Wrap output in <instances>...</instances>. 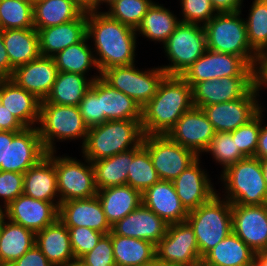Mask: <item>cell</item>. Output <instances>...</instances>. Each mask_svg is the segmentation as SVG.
<instances>
[{"label": "cell", "mask_w": 267, "mask_h": 266, "mask_svg": "<svg viewBox=\"0 0 267 266\" xmlns=\"http://www.w3.org/2000/svg\"><path fill=\"white\" fill-rule=\"evenodd\" d=\"M23 185V173L0 170V200L4 208L23 194Z\"/></svg>", "instance_id": "cell-50"}, {"label": "cell", "mask_w": 267, "mask_h": 266, "mask_svg": "<svg viewBox=\"0 0 267 266\" xmlns=\"http://www.w3.org/2000/svg\"><path fill=\"white\" fill-rule=\"evenodd\" d=\"M0 103L25 127H37L40 119L41 100L19 87L10 78L1 79Z\"/></svg>", "instance_id": "cell-27"}, {"label": "cell", "mask_w": 267, "mask_h": 266, "mask_svg": "<svg viewBox=\"0 0 267 266\" xmlns=\"http://www.w3.org/2000/svg\"><path fill=\"white\" fill-rule=\"evenodd\" d=\"M202 259L214 266H246L255 259V252L231 232Z\"/></svg>", "instance_id": "cell-38"}, {"label": "cell", "mask_w": 267, "mask_h": 266, "mask_svg": "<svg viewBox=\"0 0 267 266\" xmlns=\"http://www.w3.org/2000/svg\"><path fill=\"white\" fill-rule=\"evenodd\" d=\"M46 154L37 127L7 131L6 171L24 174Z\"/></svg>", "instance_id": "cell-15"}, {"label": "cell", "mask_w": 267, "mask_h": 266, "mask_svg": "<svg viewBox=\"0 0 267 266\" xmlns=\"http://www.w3.org/2000/svg\"><path fill=\"white\" fill-rule=\"evenodd\" d=\"M14 68L10 65V60L2 38V30L0 29V79L11 78Z\"/></svg>", "instance_id": "cell-54"}, {"label": "cell", "mask_w": 267, "mask_h": 266, "mask_svg": "<svg viewBox=\"0 0 267 266\" xmlns=\"http://www.w3.org/2000/svg\"><path fill=\"white\" fill-rule=\"evenodd\" d=\"M39 136L46 152L56 151V142L82 140L83 146L89 127L84 122L78 106L40 104ZM56 141V142H55Z\"/></svg>", "instance_id": "cell-6"}, {"label": "cell", "mask_w": 267, "mask_h": 266, "mask_svg": "<svg viewBox=\"0 0 267 266\" xmlns=\"http://www.w3.org/2000/svg\"><path fill=\"white\" fill-rule=\"evenodd\" d=\"M34 28L33 4L22 0H0V29Z\"/></svg>", "instance_id": "cell-42"}, {"label": "cell", "mask_w": 267, "mask_h": 266, "mask_svg": "<svg viewBox=\"0 0 267 266\" xmlns=\"http://www.w3.org/2000/svg\"><path fill=\"white\" fill-rule=\"evenodd\" d=\"M75 259H80L98 243L103 233L87 227H67Z\"/></svg>", "instance_id": "cell-48"}, {"label": "cell", "mask_w": 267, "mask_h": 266, "mask_svg": "<svg viewBox=\"0 0 267 266\" xmlns=\"http://www.w3.org/2000/svg\"><path fill=\"white\" fill-rule=\"evenodd\" d=\"M59 204L21 194L5 208V217L36 233L58 219Z\"/></svg>", "instance_id": "cell-20"}, {"label": "cell", "mask_w": 267, "mask_h": 266, "mask_svg": "<svg viewBox=\"0 0 267 266\" xmlns=\"http://www.w3.org/2000/svg\"><path fill=\"white\" fill-rule=\"evenodd\" d=\"M205 152L210 153L213 156L212 158L214 161L222 166L221 172L228 166L245 158L239 151L230 132H215V135Z\"/></svg>", "instance_id": "cell-44"}, {"label": "cell", "mask_w": 267, "mask_h": 266, "mask_svg": "<svg viewBox=\"0 0 267 266\" xmlns=\"http://www.w3.org/2000/svg\"><path fill=\"white\" fill-rule=\"evenodd\" d=\"M65 266H88L81 259H74L68 262Z\"/></svg>", "instance_id": "cell-61"}, {"label": "cell", "mask_w": 267, "mask_h": 266, "mask_svg": "<svg viewBox=\"0 0 267 266\" xmlns=\"http://www.w3.org/2000/svg\"><path fill=\"white\" fill-rule=\"evenodd\" d=\"M167 135L201 157L209 147L215 130L205 112L201 108L193 107L182 115Z\"/></svg>", "instance_id": "cell-17"}, {"label": "cell", "mask_w": 267, "mask_h": 266, "mask_svg": "<svg viewBox=\"0 0 267 266\" xmlns=\"http://www.w3.org/2000/svg\"><path fill=\"white\" fill-rule=\"evenodd\" d=\"M78 107L89 128L105 122V114H101L100 106V77L93 81L91 88L80 101Z\"/></svg>", "instance_id": "cell-46"}, {"label": "cell", "mask_w": 267, "mask_h": 266, "mask_svg": "<svg viewBox=\"0 0 267 266\" xmlns=\"http://www.w3.org/2000/svg\"><path fill=\"white\" fill-rule=\"evenodd\" d=\"M136 30L110 18L105 12H87V37L93 41L95 59L102 73L107 68L134 64Z\"/></svg>", "instance_id": "cell-1"}, {"label": "cell", "mask_w": 267, "mask_h": 266, "mask_svg": "<svg viewBox=\"0 0 267 266\" xmlns=\"http://www.w3.org/2000/svg\"><path fill=\"white\" fill-rule=\"evenodd\" d=\"M261 129V111L247 124L239 126L230 132L239 151L245 157H254L258 145V136Z\"/></svg>", "instance_id": "cell-45"}, {"label": "cell", "mask_w": 267, "mask_h": 266, "mask_svg": "<svg viewBox=\"0 0 267 266\" xmlns=\"http://www.w3.org/2000/svg\"><path fill=\"white\" fill-rule=\"evenodd\" d=\"M162 266H186V265H177V264H162Z\"/></svg>", "instance_id": "cell-67"}, {"label": "cell", "mask_w": 267, "mask_h": 266, "mask_svg": "<svg viewBox=\"0 0 267 266\" xmlns=\"http://www.w3.org/2000/svg\"><path fill=\"white\" fill-rule=\"evenodd\" d=\"M254 82L256 92L267 89V51L260 53L254 67Z\"/></svg>", "instance_id": "cell-52"}, {"label": "cell", "mask_w": 267, "mask_h": 266, "mask_svg": "<svg viewBox=\"0 0 267 266\" xmlns=\"http://www.w3.org/2000/svg\"><path fill=\"white\" fill-rule=\"evenodd\" d=\"M264 108L261 110V129L258 136V145L255 153V157L259 159L267 158V124L263 122ZM264 124V126H263Z\"/></svg>", "instance_id": "cell-56"}, {"label": "cell", "mask_w": 267, "mask_h": 266, "mask_svg": "<svg viewBox=\"0 0 267 266\" xmlns=\"http://www.w3.org/2000/svg\"><path fill=\"white\" fill-rule=\"evenodd\" d=\"M260 266H267V249L255 253L254 259Z\"/></svg>", "instance_id": "cell-59"}, {"label": "cell", "mask_w": 267, "mask_h": 266, "mask_svg": "<svg viewBox=\"0 0 267 266\" xmlns=\"http://www.w3.org/2000/svg\"><path fill=\"white\" fill-rule=\"evenodd\" d=\"M88 41L90 40L86 35L80 42L68 46L53 56L58 71L89 76L88 73L92 68L101 74L91 48L93 46L88 45Z\"/></svg>", "instance_id": "cell-39"}, {"label": "cell", "mask_w": 267, "mask_h": 266, "mask_svg": "<svg viewBox=\"0 0 267 266\" xmlns=\"http://www.w3.org/2000/svg\"><path fill=\"white\" fill-rule=\"evenodd\" d=\"M80 259L88 266H116L113 255L111 232L103 235L97 245Z\"/></svg>", "instance_id": "cell-49"}, {"label": "cell", "mask_w": 267, "mask_h": 266, "mask_svg": "<svg viewBox=\"0 0 267 266\" xmlns=\"http://www.w3.org/2000/svg\"><path fill=\"white\" fill-rule=\"evenodd\" d=\"M241 11L217 13L204 25L207 49L242 57L255 67L258 54L251 48Z\"/></svg>", "instance_id": "cell-5"}, {"label": "cell", "mask_w": 267, "mask_h": 266, "mask_svg": "<svg viewBox=\"0 0 267 266\" xmlns=\"http://www.w3.org/2000/svg\"><path fill=\"white\" fill-rule=\"evenodd\" d=\"M22 1H25V2H28V3H32L34 4L35 0H22Z\"/></svg>", "instance_id": "cell-68"}, {"label": "cell", "mask_w": 267, "mask_h": 266, "mask_svg": "<svg viewBox=\"0 0 267 266\" xmlns=\"http://www.w3.org/2000/svg\"><path fill=\"white\" fill-rule=\"evenodd\" d=\"M259 161L263 172V177L267 185V158L259 159Z\"/></svg>", "instance_id": "cell-60"}, {"label": "cell", "mask_w": 267, "mask_h": 266, "mask_svg": "<svg viewBox=\"0 0 267 266\" xmlns=\"http://www.w3.org/2000/svg\"><path fill=\"white\" fill-rule=\"evenodd\" d=\"M232 232L255 253L267 249V204L232 205Z\"/></svg>", "instance_id": "cell-18"}, {"label": "cell", "mask_w": 267, "mask_h": 266, "mask_svg": "<svg viewBox=\"0 0 267 266\" xmlns=\"http://www.w3.org/2000/svg\"><path fill=\"white\" fill-rule=\"evenodd\" d=\"M259 97L260 94L254 87L243 98L203 106L201 109L212 123L215 132H232L247 124L264 108Z\"/></svg>", "instance_id": "cell-14"}, {"label": "cell", "mask_w": 267, "mask_h": 266, "mask_svg": "<svg viewBox=\"0 0 267 266\" xmlns=\"http://www.w3.org/2000/svg\"><path fill=\"white\" fill-rule=\"evenodd\" d=\"M9 266H54L35 244L19 259L13 261Z\"/></svg>", "instance_id": "cell-51"}, {"label": "cell", "mask_w": 267, "mask_h": 266, "mask_svg": "<svg viewBox=\"0 0 267 266\" xmlns=\"http://www.w3.org/2000/svg\"><path fill=\"white\" fill-rule=\"evenodd\" d=\"M4 217H5V208L3 205H0V223H2Z\"/></svg>", "instance_id": "cell-64"}, {"label": "cell", "mask_w": 267, "mask_h": 266, "mask_svg": "<svg viewBox=\"0 0 267 266\" xmlns=\"http://www.w3.org/2000/svg\"><path fill=\"white\" fill-rule=\"evenodd\" d=\"M168 224L143 203L112 226L119 236L143 239L157 245L165 236Z\"/></svg>", "instance_id": "cell-23"}, {"label": "cell", "mask_w": 267, "mask_h": 266, "mask_svg": "<svg viewBox=\"0 0 267 266\" xmlns=\"http://www.w3.org/2000/svg\"><path fill=\"white\" fill-rule=\"evenodd\" d=\"M25 126L0 103V130L21 131Z\"/></svg>", "instance_id": "cell-53"}, {"label": "cell", "mask_w": 267, "mask_h": 266, "mask_svg": "<svg viewBox=\"0 0 267 266\" xmlns=\"http://www.w3.org/2000/svg\"><path fill=\"white\" fill-rule=\"evenodd\" d=\"M162 264L196 266L201 260L194 231L187 221L168 224L165 236L156 245Z\"/></svg>", "instance_id": "cell-13"}, {"label": "cell", "mask_w": 267, "mask_h": 266, "mask_svg": "<svg viewBox=\"0 0 267 266\" xmlns=\"http://www.w3.org/2000/svg\"><path fill=\"white\" fill-rule=\"evenodd\" d=\"M36 233L3 218L0 230V266H9L35 245Z\"/></svg>", "instance_id": "cell-31"}, {"label": "cell", "mask_w": 267, "mask_h": 266, "mask_svg": "<svg viewBox=\"0 0 267 266\" xmlns=\"http://www.w3.org/2000/svg\"><path fill=\"white\" fill-rule=\"evenodd\" d=\"M153 0H117L107 11L110 18L136 30Z\"/></svg>", "instance_id": "cell-43"}, {"label": "cell", "mask_w": 267, "mask_h": 266, "mask_svg": "<svg viewBox=\"0 0 267 266\" xmlns=\"http://www.w3.org/2000/svg\"><path fill=\"white\" fill-rule=\"evenodd\" d=\"M0 100H1V79H0Z\"/></svg>", "instance_id": "cell-69"}, {"label": "cell", "mask_w": 267, "mask_h": 266, "mask_svg": "<svg viewBox=\"0 0 267 266\" xmlns=\"http://www.w3.org/2000/svg\"><path fill=\"white\" fill-rule=\"evenodd\" d=\"M84 11L74 0H40L33 4V23L38 31L77 19Z\"/></svg>", "instance_id": "cell-34"}, {"label": "cell", "mask_w": 267, "mask_h": 266, "mask_svg": "<svg viewBox=\"0 0 267 266\" xmlns=\"http://www.w3.org/2000/svg\"><path fill=\"white\" fill-rule=\"evenodd\" d=\"M223 199L232 205L267 204V185L259 158L245 157L228 166L221 174Z\"/></svg>", "instance_id": "cell-4"}, {"label": "cell", "mask_w": 267, "mask_h": 266, "mask_svg": "<svg viewBox=\"0 0 267 266\" xmlns=\"http://www.w3.org/2000/svg\"><path fill=\"white\" fill-rule=\"evenodd\" d=\"M116 266H139L156 258V245L137 238L123 237L111 231Z\"/></svg>", "instance_id": "cell-37"}, {"label": "cell", "mask_w": 267, "mask_h": 266, "mask_svg": "<svg viewBox=\"0 0 267 266\" xmlns=\"http://www.w3.org/2000/svg\"><path fill=\"white\" fill-rule=\"evenodd\" d=\"M246 266H260L255 260H253L250 264Z\"/></svg>", "instance_id": "cell-66"}, {"label": "cell", "mask_w": 267, "mask_h": 266, "mask_svg": "<svg viewBox=\"0 0 267 266\" xmlns=\"http://www.w3.org/2000/svg\"><path fill=\"white\" fill-rule=\"evenodd\" d=\"M41 56L53 57L87 35V12L77 19L38 30Z\"/></svg>", "instance_id": "cell-26"}, {"label": "cell", "mask_w": 267, "mask_h": 266, "mask_svg": "<svg viewBox=\"0 0 267 266\" xmlns=\"http://www.w3.org/2000/svg\"><path fill=\"white\" fill-rule=\"evenodd\" d=\"M221 195L188 212L186 218L196 236L201 259L232 232V204Z\"/></svg>", "instance_id": "cell-7"}, {"label": "cell", "mask_w": 267, "mask_h": 266, "mask_svg": "<svg viewBox=\"0 0 267 266\" xmlns=\"http://www.w3.org/2000/svg\"><path fill=\"white\" fill-rule=\"evenodd\" d=\"M139 266H162V262L159 261L157 258H154L153 260L147 263L141 264Z\"/></svg>", "instance_id": "cell-62"}, {"label": "cell", "mask_w": 267, "mask_h": 266, "mask_svg": "<svg viewBox=\"0 0 267 266\" xmlns=\"http://www.w3.org/2000/svg\"><path fill=\"white\" fill-rule=\"evenodd\" d=\"M135 64L107 68L101 73V77L143 108L156 94L166 73L160 66L143 71Z\"/></svg>", "instance_id": "cell-9"}, {"label": "cell", "mask_w": 267, "mask_h": 266, "mask_svg": "<svg viewBox=\"0 0 267 266\" xmlns=\"http://www.w3.org/2000/svg\"><path fill=\"white\" fill-rule=\"evenodd\" d=\"M2 38L14 69L41 56L39 35L35 28L2 30Z\"/></svg>", "instance_id": "cell-32"}, {"label": "cell", "mask_w": 267, "mask_h": 266, "mask_svg": "<svg viewBox=\"0 0 267 266\" xmlns=\"http://www.w3.org/2000/svg\"><path fill=\"white\" fill-rule=\"evenodd\" d=\"M74 2L84 12H91V11L99 12V0H74Z\"/></svg>", "instance_id": "cell-58"}, {"label": "cell", "mask_w": 267, "mask_h": 266, "mask_svg": "<svg viewBox=\"0 0 267 266\" xmlns=\"http://www.w3.org/2000/svg\"><path fill=\"white\" fill-rule=\"evenodd\" d=\"M244 0H210L217 13L242 11Z\"/></svg>", "instance_id": "cell-55"}, {"label": "cell", "mask_w": 267, "mask_h": 266, "mask_svg": "<svg viewBox=\"0 0 267 266\" xmlns=\"http://www.w3.org/2000/svg\"><path fill=\"white\" fill-rule=\"evenodd\" d=\"M54 152V166L57 174V188L60 203L74 199H87L97 195L95 172L92 163L76 157L57 156ZM64 156V157H63Z\"/></svg>", "instance_id": "cell-10"}, {"label": "cell", "mask_w": 267, "mask_h": 266, "mask_svg": "<svg viewBox=\"0 0 267 266\" xmlns=\"http://www.w3.org/2000/svg\"><path fill=\"white\" fill-rule=\"evenodd\" d=\"M58 219L66 227H87L104 235L112 231L97 195L87 199H74L60 203Z\"/></svg>", "instance_id": "cell-21"}, {"label": "cell", "mask_w": 267, "mask_h": 266, "mask_svg": "<svg viewBox=\"0 0 267 266\" xmlns=\"http://www.w3.org/2000/svg\"><path fill=\"white\" fill-rule=\"evenodd\" d=\"M23 194L37 200L60 203L54 152H48L24 173Z\"/></svg>", "instance_id": "cell-24"}, {"label": "cell", "mask_w": 267, "mask_h": 266, "mask_svg": "<svg viewBox=\"0 0 267 266\" xmlns=\"http://www.w3.org/2000/svg\"><path fill=\"white\" fill-rule=\"evenodd\" d=\"M180 22L179 17L170 9L164 7L163 4L153 2L136 28V34H141L142 37L155 43L162 42L161 45H163Z\"/></svg>", "instance_id": "cell-33"}, {"label": "cell", "mask_w": 267, "mask_h": 266, "mask_svg": "<svg viewBox=\"0 0 267 266\" xmlns=\"http://www.w3.org/2000/svg\"><path fill=\"white\" fill-rule=\"evenodd\" d=\"M159 180L149 152L143 147V144L134 148V158L130 164L127 185L143 194Z\"/></svg>", "instance_id": "cell-40"}, {"label": "cell", "mask_w": 267, "mask_h": 266, "mask_svg": "<svg viewBox=\"0 0 267 266\" xmlns=\"http://www.w3.org/2000/svg\"><path fill=\"white\" fill-rule=\"evenodd\" d=\"M196 266H214L201 259Z\"/></svg>", "instance_id": "cell-65"}, {"label": "cell", "mask_w": 267, "mask_h": 266, "mask_svg": "<svg viewBox=\"0 0 267 266\" xmlns=\"http://www.w3.org/2000/svg\"><path fill=\"white\" fill-rule=\"evenodd\" d=\"M57 74L58 69L53 57L40 56L16 67L10 79L43 101L50 93Z\"/></svg>", "instance_id": "cell-22"}, {"label": "cell", "mask_w": 267, "mask_h": 266, "mask_svg": "<svg viewBox=\"0 0 267 266\" xmlns=\"http://www.w3.org/2000/svg\"><path fill=\"white\" fill-rule=\"evenodd\" d=\"M181 76L193 87L198 82L227 76H254V67L242 57L207 49Z\"/></svg>", "instance_id": "cell-12"}, {"label": "cell", "mask_w": 267, "mask_h": 266, "mask_svg": "<svg viewBox=\"0 0 267 266\" xmlns=\"http://www.w3.org/2000/svg\"><path fill=\"white\" fill-rule=\"evenodd\" d=\"M255 87L254 76H227L196 83L192 87L193 105L202 108L245 97Z\"/></svg>", "instance_id": "cell-16"}, {"label": "cell", "mask_w": 267, "mask_h": 266, "mask_svg": "<svg viewBox=\"0 0 267 266\" xmlns=\"http://www.w3.org/2000/svg\"><path fill=\"white\" fill-rule=\"evenodd\" d=\"M200 158L172 181L181 204L187 212L207 203L218 192L214 189V183L211 182V177L205 168L199 165L202 163Z\"/></svg>", "instance_id": "cell-19"}, {"label": "cell", "mask_w": 267, "mask_h": 266, "mask_svg": "<svg viewBox=\"0 0 267 266\" xmlns=\"http://www.w3.org/2000/svg\"><path fill=\"white\" fill-rule=\"evenodd\" d=\"M134 148L114 156L92 162L98 190L127 184Z\"/></svg>", "instance_id": "cell-36"}, {"label": "cell", "mask_w": 267, "mask_h": 266, "mask_svg": "<svg viewBox=\"0 0 267 266\" xmlns=\"http://www.w3.org/2000/svg\"><path fill=\"white\" fill-rule=\"evenodd\" d=\"M94 74L96 75H91L88 78L78 73L58 71L50 93L41 103L78 106L91 88L93 81L101 76V74Z\"/></svg>", "instance_id": "cell-29"}, {"label": "cell", "mask_w": 267, "mask_h": 266, "mask_svg": "<svg viewBox=\"0 0 267 266\" xmlns=\"http://www.w3.org/2000/svg\"><path fill=\"white\" fill-rule=\"evenodd\" d=\"M101 114L110 120H141L140 106L123 92L116 90L100 76Z\"/></svg>", "instance_id": "cell-35"}, {"label": "cell", "mask_w": 267, "mask_h": 266, "mask_svg": "<svg viewBox=\"0 0 267 266\" xmlns=\"http://www.w3.org/2000/svg\"><path fill=\"white\" fill-rule=\"evenodd\" d=\"M245 19L251 48L259 55L267 51V0H254Z\"/></svg>", "instance_id": "cell-41"}, {"label": "cell", "mask_w": 267, "mask_h": 266, "mask_svg": "<svg viewBox=\"0 0 267 266\" xmlns=\"http://www.w3.org/2000/svg\"><path fill=\"white\" fill-rule=\"evenodd\" d=\"M193 105L192 87L180 75H165L156 94L141 108L144 135H165Z\"/></svg>", "instance_id": "cell-2"}, {"label": "cell", "mask_w": 267, "mask_h": 266, "mask_svg": "<svg viewBox=\"0 0 267 266\" xmlns=\"http://www.w3.org/2000/svg\"><path fill=\"white\" fill-rule=\"evenodd\" d=\"M7 131L0 130V170L6 171Z\"/></svg>", "instance_id": "cell-57"}, {"label": "cell", "mask_w": 267, "mask_h": 266, "mask_svg": "<svg viewBox=\"0 0 267 266\" xmlns=\"http://www.w3.org/2000/svg\"><path fill=\"white\" fill-rule=\"evenodd\" d=\"M35 244L54 266H65L75 259L69 229L59 219L36 232Z\"/></svg>", "instance_id": "cell-28"}, {"label": "cell", "mask_w": 267, "mask_h": 266, "mask_svg": "<svg viewBox=\"0 0 267 266\" xmlns=\"http://www.w3.org/2000/svg\"><path fill=\"white\" fill-rule=\"evenodd\" d=\"M143 147L149 152L160 180L173 181L199 156L174 142L167 134L144 135Z\"/></svg>", "instance_id": "cell-11"}, {"label": "cell", "mask_w": 267, "mask_h": 266, "mask_svg": "<svg viewBox=\"0 0 267 266\" xmlns=\"http://www.w3.org/2000/svg\"><path fill=\"white\" fill-rule=\"evenodd\" d=\"M142 203L167 224L184 222L188 216L171 181L159 180L148 188L142 194Z\"/></svg>", "instance_id": "cell-25"}, {"label": "cell", "mask_w": 267, "mask_h": 266, "mask_svg": "<svg viewBox=\"0 0 267 266\" xmlns=\"http://www.w3.org/2000/svg\"><path fill=\"white\" fill-rule=\"evenodd\" d=\"M117 0H99V12H100V6L101 4L103 5L104 3L107 5L106 8H108L109 6H111L113 3H115Z\"/></svg>", "instance_id": "cell-63"}, {"label": "cell", "mask_w": 267, "mask_h": 266, "mask_svg": "<svg viewBox=\"0 0 267 266\" xmlns=\"http://www.w3.org/2000/svg\"><path fill=\"white\" fill-rule=\"evenodd\" d=\"M168 65L160 66L166 75H182L207 50L204 27L180 22L163 44Z\"/></svg>", "instance_id": "cell-8"}, {"label": "cell", "mask_w": 267, "mask_h": 266, "mask_svg": "<svg viewBox=\"0 0 267 266\" xmlns=\"http://www.w3.org/2000/svg\"><path fill=\"white\" fill-rule=\"evenodd\" d=\"M97 197L111 227L142 204V194L127 184L100 189Z\"/></svg>", "instance_id": "cell-30"}, {"label": "cell", "mask_w": 267, "mask_h": 266, "mask_svg": "<svg viewBox=\"0 0 267 266\" xmlns=\"http://www.w3.org/2000/svg\"><path fill=\"white\" fill-rule=\"evenodd\" d=\"M144 132L141 120H110L90 127L82 156L91 163L140 146Z\"/></svg>", "instance_id": "cell-3"}, {"label": "cell", "mask_w": 267, "mask_h": 266, "mask_svg": "<svg viewBox=\"0 0 267 266\" xmlns=\"http://www.w3.org/2000/svg\"><path fill=\"white\" fill-rule=\"evenodd\" d=\"M181 22L206 25L217 12L210 0H180Z\"/></svg>", "instance_id": "cell-47"}]
</instances>
